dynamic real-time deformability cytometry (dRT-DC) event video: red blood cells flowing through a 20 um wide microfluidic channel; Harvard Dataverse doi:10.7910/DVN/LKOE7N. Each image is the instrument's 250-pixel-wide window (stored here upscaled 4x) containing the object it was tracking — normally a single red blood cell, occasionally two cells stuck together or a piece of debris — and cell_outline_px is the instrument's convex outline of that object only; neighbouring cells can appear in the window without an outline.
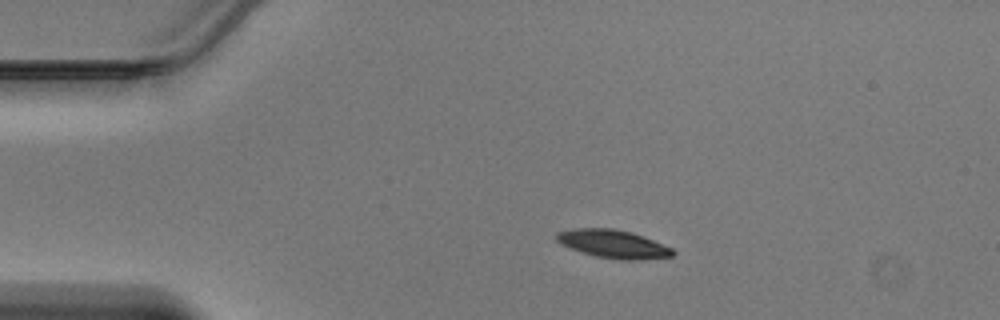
{"species": "Egyptian fruit bat (a non-hibernating species)", "species_latin": "Rousettus aegyptiacus", "temperature_condition": "warm", "stored_images_in_passage": 38, "camera_frame_rate_fps": 3000, "um_per_image_px": 0.085, "animal": {"sex": "male"}, "frame": {"image": 1, "passage_image": 1, "time_ms": 0.0, "image_size_px": [1000, 320], "cell_outline_px": [[676, 252], [672, 256], [640, 260], [620, 260], [596, 256], [580, 252], [560, 244], [556, 240], [556, 232], [576, 228], [612, 228], [632, 232], [644, 236], [672, 248]], "centroid_in_image_um": [52.11, 20.74], "position_along_channel_um": 32.9, "area_um2": 19.25}}
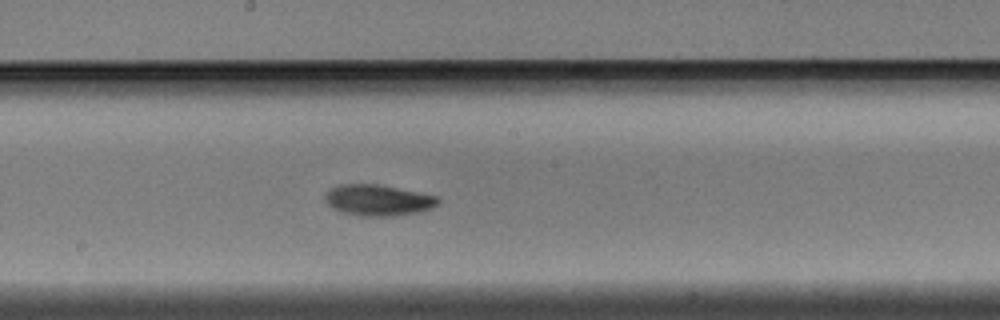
{"frame": {"image": 2, "passage_image": 17, "time_ms": 5.333, "image_size_px": [1000, 320], "cell_outline_px": [[440, 200], [432, 208], [420, 212], [392, 216], [360, 216], [344, 212], [332, 208], [324, 200], [324, 196], [332, 188], [340, 184], [376, 184], [436, 196]], "centroid_in_image_um": [32.11, 17.02], "position_along_channel_um": 216.1, "area_um2": 20.17}}
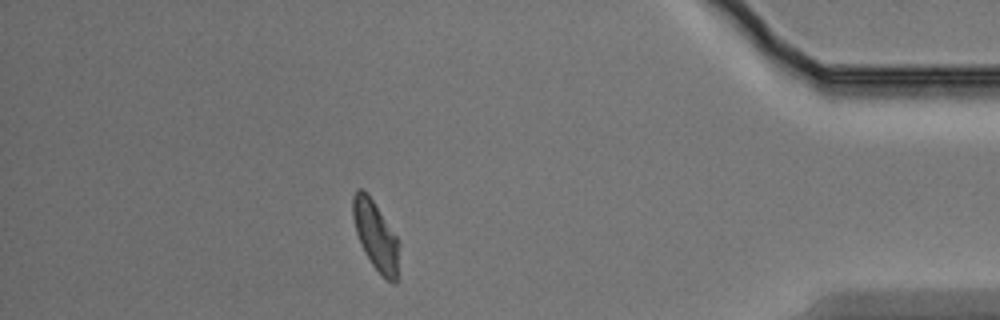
{"frame": {"image": 3, "passage_image": 33, "time_ms": 10.667, "image_size_px": [1000, 320], "cell_outline_px": [[400, 244], [396, 284], [392, 284], [372, 264], [364, 252], [360, 244], [356, 232], [352, 216], [352, 196], [360, 188], [372, 200], [396, 236]], "centroid_in_image_um": [31.93, 20.07], "position_along_channel_um": 403.3, "area_um2": 18.21}}